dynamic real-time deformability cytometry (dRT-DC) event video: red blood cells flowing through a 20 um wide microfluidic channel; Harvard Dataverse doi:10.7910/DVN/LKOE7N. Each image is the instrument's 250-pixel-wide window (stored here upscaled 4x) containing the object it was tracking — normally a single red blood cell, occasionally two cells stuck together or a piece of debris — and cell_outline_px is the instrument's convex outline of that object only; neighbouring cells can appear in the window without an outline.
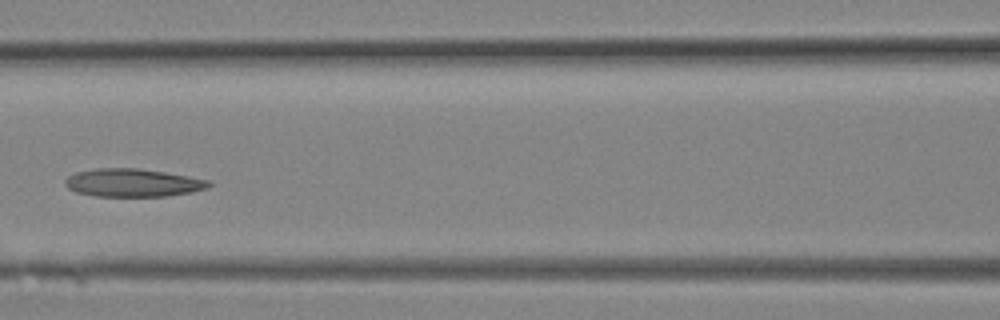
{"species": "Egyptian fruit bat (a non-hibernating species)", "species_latin": "Rousettus aegyptiacus", "temperature_condition": "room temperature", "stored_images_in_passage": 15, "camera_frame_rate_fps": 3000, "um_per_image_px": 0.085, "animal": {"sex": "female"}, "frame": {"image": 1, "passage_image": 11, "time_ms": 3.333, "image_size_px": [1000, 320], "cell_outline_px": [[212, 184], [208, 188], [192, 192], [164, 196], [96, 196], [76, 192], [68, 188], [64, 184], [64, 180], [68, 176], [76, 172], [96, 168], [140, 168], [188, 176], [208, 180]], "centroid_in_image_um": [11.27, 15.53], "position_along_channel_um": 155.3, "area_um2": 23.47}}
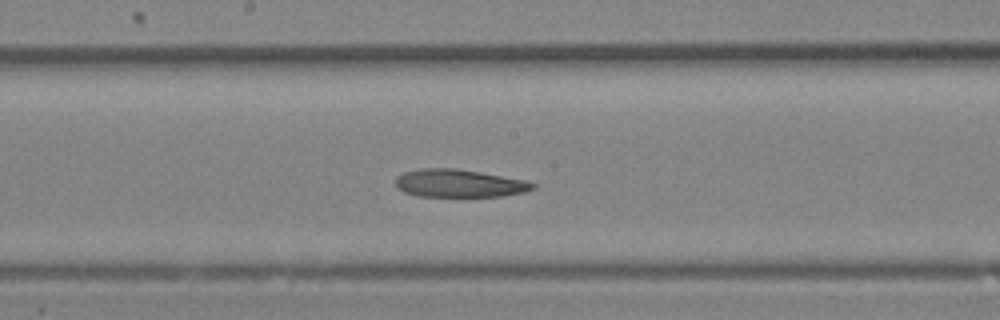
{"frame": {"image": 2, "passage_image": 13, "time_ms": 4.0, "image_size_px": [1000, 320], "cell_outline_px": [[536, 188], [524, 192], [500, 196], [416, 196], [404, 192], [396, 188], [396, 176], [404, 172], [420, 168], [456, 168], [528, 180], [536, 184]], "centroid_in_image_um": [39.03, 15.57], "position_along_channel_um": 209.2, "area_um2": 22.43}}
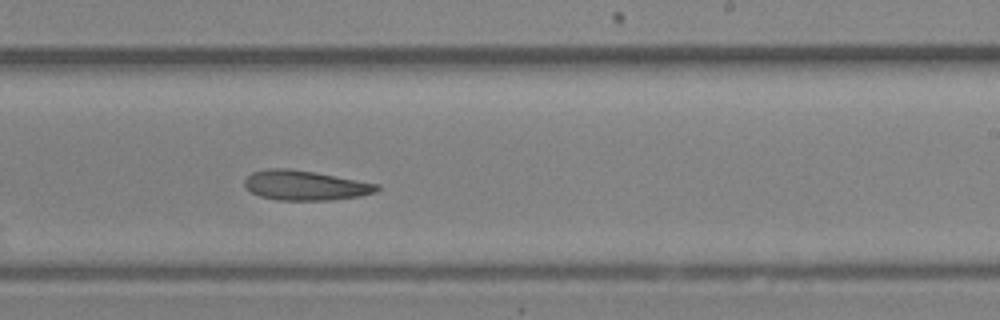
{"frame": {"image": 3, "passage_image": 15, "time_ms": 4.667, "image_size_px": [1000, 320], "cell_outline_px": [[380, 188], [376, 192], [360, 196], [328, 200], [276, 200], [260, 196], [252, 192], [244, 184], [244, 180], [252, 172], [268, 168], [288, 168], [312, 172], [380, 184]], "centroid_in_image_um": [25.94, 15.76], "position_along_channel_um": 263.1, "area_um2": 22.77}}